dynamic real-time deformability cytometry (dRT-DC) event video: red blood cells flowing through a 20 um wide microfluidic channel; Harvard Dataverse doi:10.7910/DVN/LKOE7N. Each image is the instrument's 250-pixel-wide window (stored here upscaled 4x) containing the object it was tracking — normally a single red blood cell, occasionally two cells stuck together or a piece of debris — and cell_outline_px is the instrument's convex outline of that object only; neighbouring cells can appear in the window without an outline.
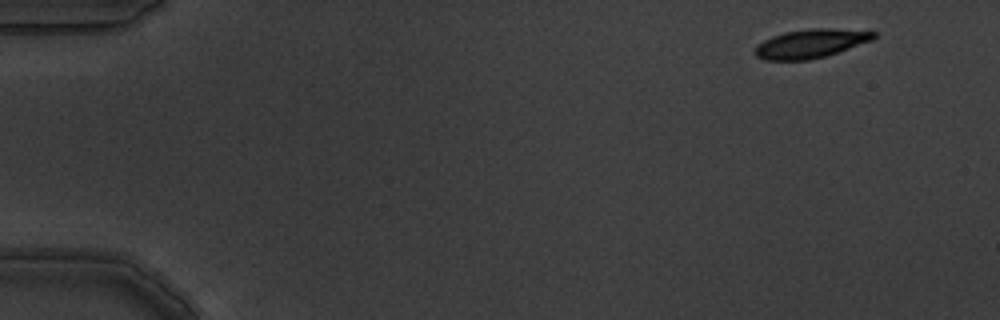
{"species": "common noctule bat (a hibernating species)", "species_latin": "Nyctalus noctula", "temperature_condition": "warm", "stored_images_in_passage": 4, "camera_frame_rate_fps": 3000, "um_per_image_px": 0.085, "animal": {"sex": "male", "body_mass_g": 19.5, "forearm_length_mm": 54.6}, "frame": {"image": 1, "passage_image": 1, "time_ms": 0.0, "image_size_px": [1000, 320], "cell_outline_px": [[876, 36], [872, 40], [824, 56], [808, 60], [764, 60], [756, 56], [752, 52], [756, 44], [772, 36], [784, 32], [812, 28], [832, 28], [876, 32]], "centroid_in_image_um": [68.83, 3.7], "position_along_channel_um": 16.2, "area_um2": 19.83}}
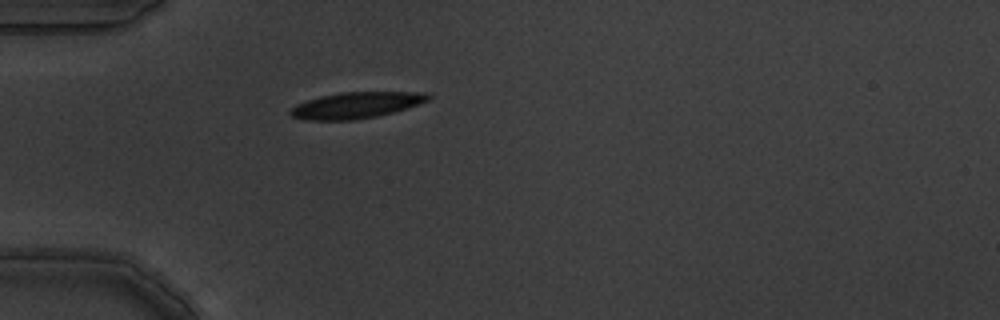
{"frame": {"image": 2, "passage_image": 4, "time_ms": 1.0, "image_size_px": [1000, 320], "cell_outline_px": [[432, 96], [428, 100], [392, 112], [376, 116], [352, 120], [304, 120], [292, 116], [288, 112], [296, 104], [320, 96], [340, 92], [424, 92]], "centroid_in_image_um": [30.22, 8.94], "position_along_channel_um": 54.8, "area_um2": 20.75}}